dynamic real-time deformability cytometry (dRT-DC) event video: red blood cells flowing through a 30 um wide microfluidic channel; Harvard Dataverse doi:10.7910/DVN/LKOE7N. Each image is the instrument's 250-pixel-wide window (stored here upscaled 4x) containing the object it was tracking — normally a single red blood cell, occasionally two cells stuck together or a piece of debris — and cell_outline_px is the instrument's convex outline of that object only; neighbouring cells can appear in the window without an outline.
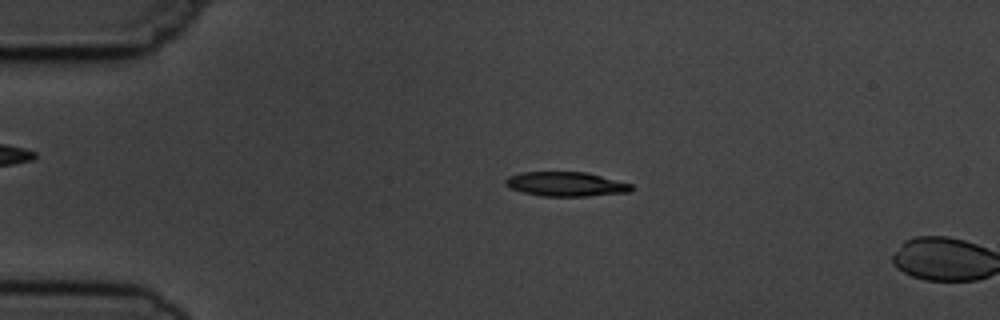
{"species": "common noctule bat (a hibernating species)", "species_latin": "Nyctalus noctula", "temperature_condition": "cold", "stored_images_in_passage": 4, "camera_frame_rate_fps": 3000, "um_per_image_px": 0.085, "animal": {"sex": "male", "body_mass_g": 19.5, "forearm_length_mm": 54.6}, "frame": {"image": 1, "passage_image": 3, "time_ms": 2.333, "image_size_px": [1000, 320], "cell_outline_px": [[632, 188], [628, 192], [588, 196], [544, 196], [524, 192], [512, 188], [504, 184], [504, 180], [508, 176], [520, 172], [584, 172], [632, 184]], "centroid_in_image_um": [48.06, 15.64], "position_along_channel_um": 36.9, "area_um2": 17.63}}